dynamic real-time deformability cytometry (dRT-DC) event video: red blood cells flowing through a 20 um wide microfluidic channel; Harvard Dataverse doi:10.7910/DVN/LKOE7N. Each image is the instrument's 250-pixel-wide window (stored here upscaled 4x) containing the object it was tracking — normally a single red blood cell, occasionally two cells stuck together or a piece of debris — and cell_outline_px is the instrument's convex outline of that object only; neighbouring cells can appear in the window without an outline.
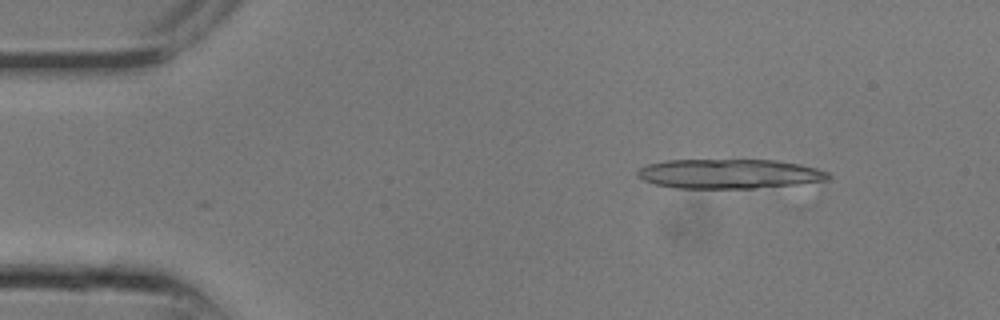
{"species": "common noctule bat (a hibernating species)", "species_latin": "Nyctalus noctula", "temperature_condition": "room temperature", "stored_images_in_passage": 6, "camera_frame_rate_fps": 3000, "um_per_image_px": 0.085, "animal": {"sex": "male", "body_mass_g": 13.3}, "frame": {"image": 1, "passage_image": 3, "time_ms": 0.667, "image_size_px": [1000, 320], "cell_outline_px": [[832, 176], [828, 180], [792, 184], [752, 188], [676, 188], [656, 184], [644, 180], [636, 176], [636, 172], [640, 168], [648, 164], [664, 160], [772, 160], [800, 164], [816, 168], [828, 172]], "centroid_in_image_um": [61.95, 14.77], "position_along_channel_um": 23.1, "area_um2": 32.6}}